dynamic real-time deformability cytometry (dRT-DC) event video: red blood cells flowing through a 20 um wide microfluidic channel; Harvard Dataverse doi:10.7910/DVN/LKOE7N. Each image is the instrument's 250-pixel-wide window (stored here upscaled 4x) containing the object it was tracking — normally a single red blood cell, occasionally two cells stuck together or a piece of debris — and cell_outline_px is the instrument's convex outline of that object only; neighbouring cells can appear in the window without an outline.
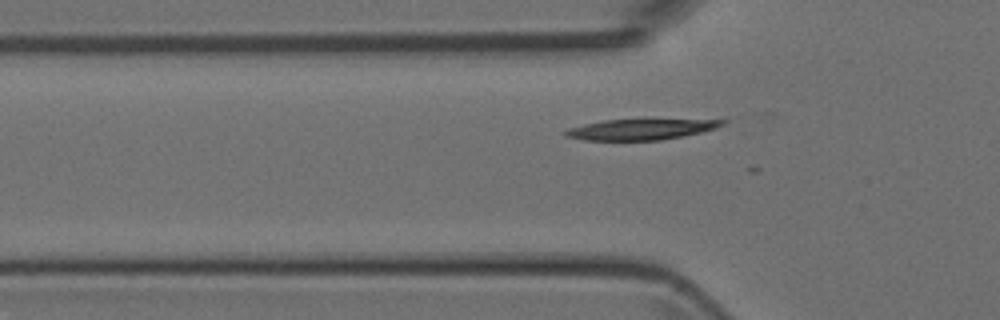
{"species": "Egyptian fruit bat (a non-hibernating species)", "species_latin": "Rousettus aegyptiacus", "temperature_condition": "room temperature", "stored_images_in_passage": 35, "camera_frame_rate_fps": 3000, "um_per_image_px": 0.085, "animal": {"sex": "female"}, "frame": {"image": 1, "passage_image": 4, "time_ms": 1.0, "image_size_px": [1000, 320], "cell_outline_px": [[728, 120], [724, 124], [716, 128], [684, 136], [660, 140], [584, 140], [564, 136], [560, 132], [568, 128], [584, 124], [604, 120]], "centroid_in_image_um": [54.38, 11.0], "position_along_channel_um": 71.4, "area_um2": 18.73}}
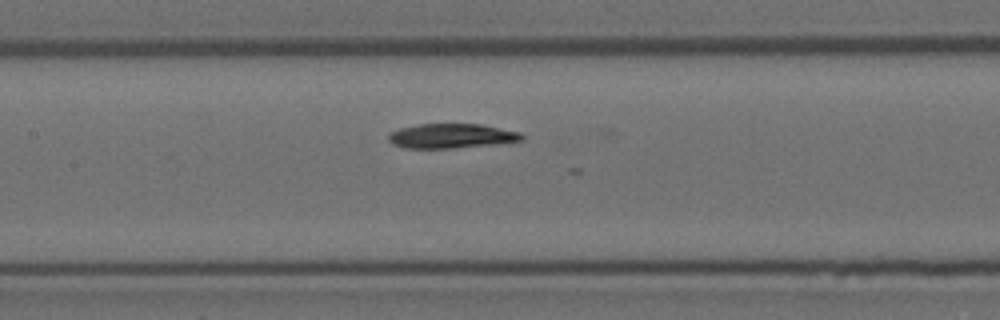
{"frame": {"image": 2, "passage_image": 11, "time_ms": 3.333, "image_size_px": [1000, 320], "cell_outline_px": [[524, 140], [452, 148], [404, 148], [392, 144], [388, 140], [388, 136], [392, 132], [400, 128], [420, 124], [480, 124], [520, 132], [524, 136]], "centroid_in_image_um": [38.34, 11.55], "position_along_channel_um": 169.1, "area_um2": 18.79}}
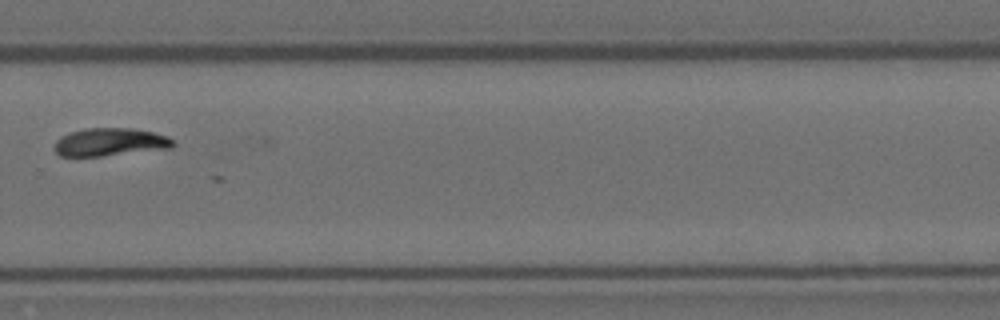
{"frame": {"image": 3, "passage_image": 22, "time_ms": 7.0, "image_size_px": [1000, 320], "cell_outline_px": [[176, 144], [172, 148], [100, 156], [60, 156], [52, 148], [56, 140], [60, 136], [84, 128], [132, 128], [152, 132], [168, 136]], "centroid_in_image_um": [9.34, 12.07], "position_along_channel_um": 320.5, "area_um2": 19.36}}